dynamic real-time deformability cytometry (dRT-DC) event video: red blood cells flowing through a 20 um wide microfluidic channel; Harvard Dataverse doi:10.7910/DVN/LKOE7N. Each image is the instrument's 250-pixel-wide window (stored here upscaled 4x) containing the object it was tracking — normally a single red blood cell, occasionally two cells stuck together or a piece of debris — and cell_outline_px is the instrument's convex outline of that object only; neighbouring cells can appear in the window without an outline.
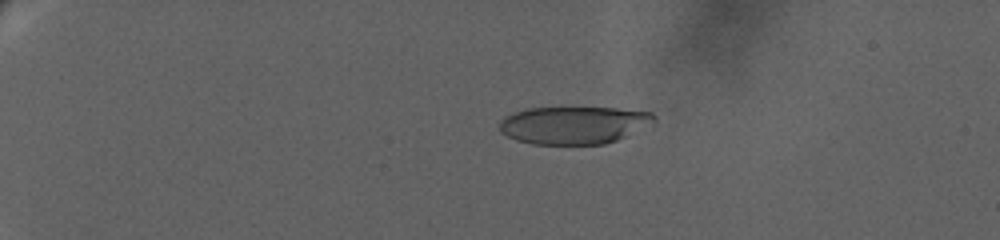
{"species": "human", "species_latin": "Homo sapiens", "temperature_condition": "warm", "stored_images_in_passage": 45, "camera_frame_rate_fps": 3000, "um_per_image_px": 0.085, "donor": {"sex": "female"}, "frame": {"image": 1, "passage_image": 27, "time_ms": 6.333, "image_size_px": [1000, 240], "cell_outline_px": [[656, 124], [616, 140], [604, 144], [532, 144], [516, 140], [500, 132], [500, 120], [504, 116], [512, 112], [528, 108], [616, 108], [652, 112], [656, 116]], "centroid_in_image_um": [48.81, 10.63], "position_along_channel_um": 36.2, "area_um2": 34.22}}
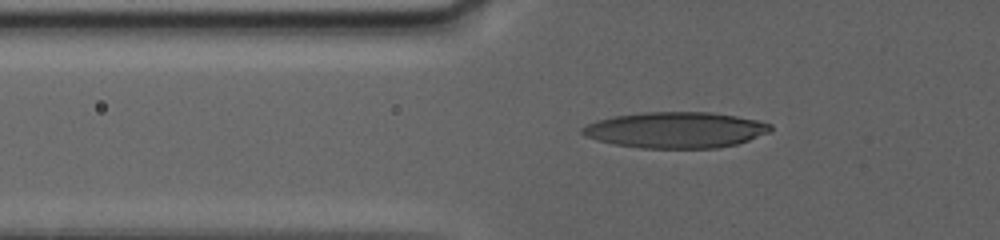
{"frame": {"image": 2, "passage_image": 39, "time_ms": 10.333, "image_size_px": [1000, 240], "cell_outline_px": [[772, 132], [736, 144], [720, 148], [640, 148], [616, 144], [596, 140], [584, 136], [580, 132], [580, 128], [596, 120], [612, 116], [644, 112], [712, 112], [736, 116], [756, 120], [772, 124]], "centroid_in_image_um": [57.43, 11.04], "position_along_channel_um": 68.4, "area_um2": 39.71}}
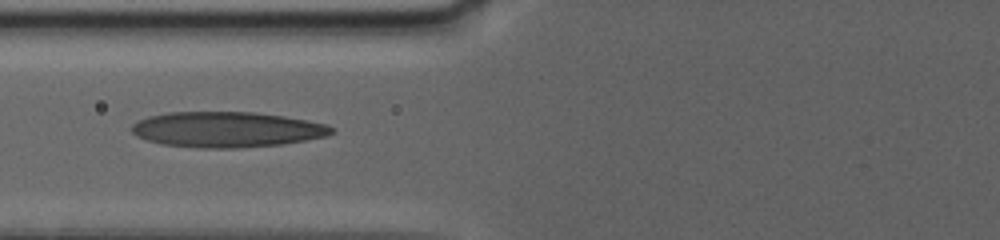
{"frame": {"image": 3, "passage_image": 44, "time_ms": 12.0, "image_size_px": [1000, 240], "cell_outline_px": [[332, 132], [328, 136], [280, 144], [236, 148], [200, 148], [160, 144], [136, 136], [132, 132], [132, 124], [148, 116], [168, 112], [256, 112], [284, 116], [308, 120], [328, 124], [332, 128]], "centroid_in_image_um": [19.27, 11.0], "position_along_channel_um": 106.5, "area_um2": 41.33}}